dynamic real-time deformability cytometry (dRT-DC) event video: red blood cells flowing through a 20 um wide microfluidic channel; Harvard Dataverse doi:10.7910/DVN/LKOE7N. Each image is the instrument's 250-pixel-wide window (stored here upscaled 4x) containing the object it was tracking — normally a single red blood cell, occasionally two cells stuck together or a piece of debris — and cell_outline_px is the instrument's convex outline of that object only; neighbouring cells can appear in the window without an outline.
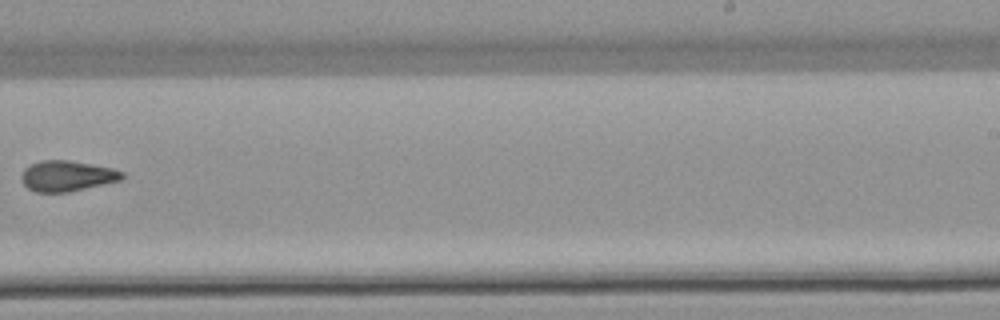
{"species": "common noctule bat (a hibernating species)", "species_latin": "Nyctalus noctula", "temperature_condition": "warm", "stored_images_in_passage": 10, "camera_frame_rate_fps": 3000, "um_per_image_px": 0.085, "animal": {"sex": "female", "body_mass_g": 22.7, "forearm_length_mm": 54.2}, "frame": {"image": 1, "passage_image": 9, "time_ms": 11.0, "image_size_px": [1000, 320], "cell_outline_px": [[124, 176], [120, 180], [68, 192], [36, 192], [28, 188], [20, 180], [20, 176], [24, 168], [40, 160], [68, 160], [92, 164], [112, 168], [124, 172]], "centroid_in_image_um": [5.66, 14.95], "position_along_channel_um": 283.3, "area_um2": 17.92}}
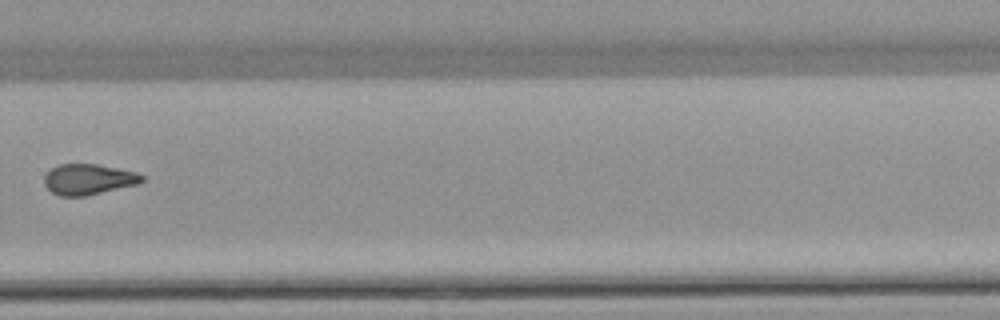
{"frame": {"image": 2, "passage_image": 10, "time_ms": 12.0, "image_size_px": [1000, 320], "cell_outline_px": [[144, 180], [140, 184], [84, 196], [60, 196], [52, 192], [44, 184], [44, 176], [56, 164], [96, 164], [136, 172], [144, 176]], "centroid_in_image_um": [7.52, 15.24], "position_along_channel_um": 322.3, "area_um2": 17.46}}